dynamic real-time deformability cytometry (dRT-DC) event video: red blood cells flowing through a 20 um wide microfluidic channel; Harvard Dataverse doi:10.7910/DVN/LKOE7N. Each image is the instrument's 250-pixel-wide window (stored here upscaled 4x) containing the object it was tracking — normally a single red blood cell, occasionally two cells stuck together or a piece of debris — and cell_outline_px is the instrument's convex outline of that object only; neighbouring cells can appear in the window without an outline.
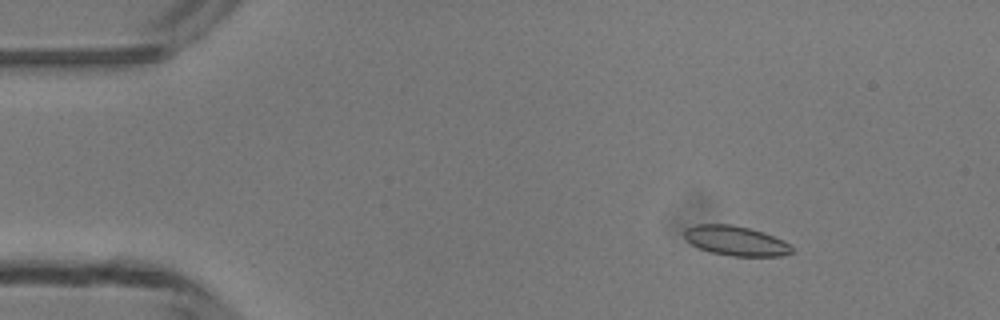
{"species": "common noctule bat (a hibernating species)", "species_latin": "Nyctalus noctula", "temperature_condition": "room temperature", "stored_images_in_passage": 29, "camera_frame_rate_fps": 3000, "um_per_image_px": 0.085, "animal": {"sex": "male", "body_mass_g": 13.3}, "frame": {"image": 1, "passage_image": 7, "time_ms": 2.0, "image_size_px": [1000, 320], "cell_outline_px": [[792, 252], [780, 256], [732, 256], [712, 252], [700, 248], [692, 244], [684, 236], [684, 228], [696, 224], [732, 224], [764, 232], [784, 240], [792, 248]], "centroid_in_image_um": [62.53, 20.45], "position_along_channel_um": 22.5, "area_um2": 18.5}}
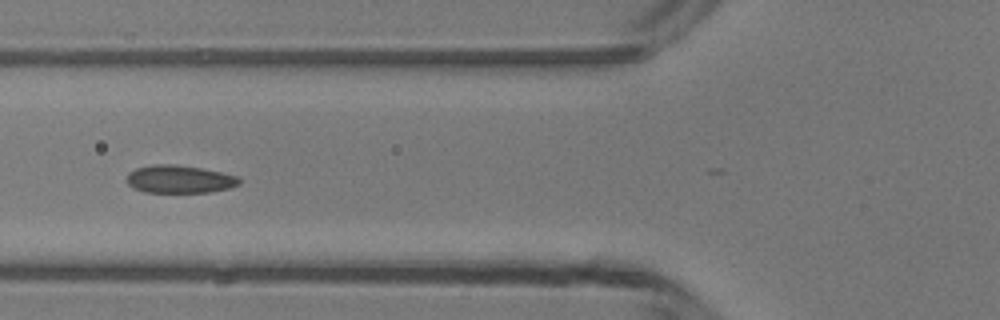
{"frame": {"image": 2, "passage_image": 19, "time_ms": 6.0, "image_size_px": [1000, 320], "cell_outline_px": [[240, 184], [228, 188], [208, 192], [144, 192], [132, 188], [128, 184], [128, 172], [136, 168], [152, 164], [172, 164], [200, 168], [240, 176]], "centroid_in_image_um": [15.24, 15.23], "position_along_channel_um": 110.6, "area_um2": 18.21}}
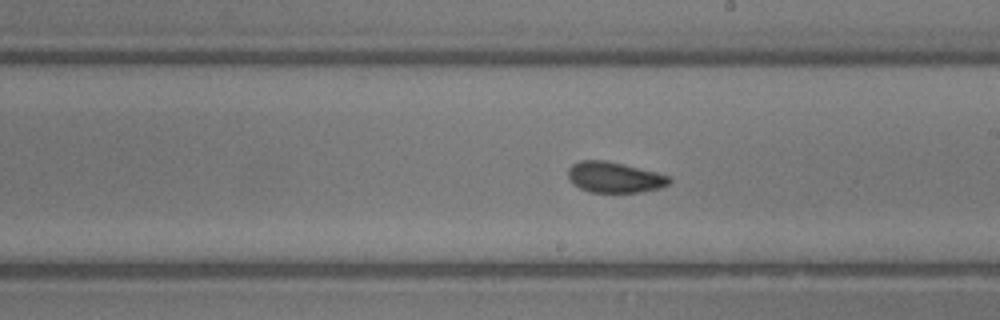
{"frame": {"image": 3, "passage_image": 28, "time_ms": 9.0, "image_size_px": [1000, 320], "cell_outline_px": [[672, 180], [668, 184], [660, 188], [640, 192], [588, 192], [572, 184], [568, 180], [568, 168], [572, 164], [580, 160], [604, 160], [624, 164], [656, 172], [668, 176]], "centroid_in_image_um": [52.19, 15.07], "position_along_channel_um": 236.8, "area_um2": 18.21}}